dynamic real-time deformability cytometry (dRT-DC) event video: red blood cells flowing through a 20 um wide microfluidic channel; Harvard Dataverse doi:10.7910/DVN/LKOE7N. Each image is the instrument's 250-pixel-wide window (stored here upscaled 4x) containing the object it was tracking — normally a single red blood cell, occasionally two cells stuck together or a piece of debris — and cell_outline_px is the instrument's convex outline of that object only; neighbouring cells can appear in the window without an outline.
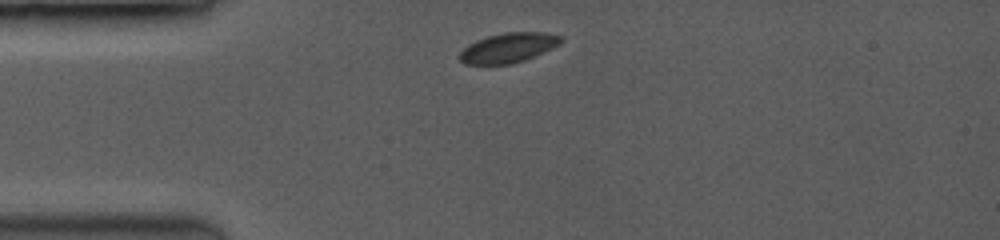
{"species": "common noctule bat (a hibernating species)", "species_latin": "Nyctalus noctula", "temperature_condition": "room temperature", "stored_images_in_passage": 6, "camera_frame_rate_fps": 3500, "um_per_image_px": 0.085, "animal": {"sex": "female", "body_mass_g": 19.0, "forearm_length_mm": 53.3}, "frame": {"image": 1, "passage_image": 1, "time_ms": 0.0, "image_size_px": [1000, 240], "cell_outline_px": [[564, 40], [560, 44], [524, 60], [508, 64], [464, 64], [460, 60], [460, 52], [468, 44], [476, 40], [488, 36], [504, 32], [544, 32], [560, 36]], "centroid_in_image_um": [43.19, 4.05], "position_along_channel_um": 41.8, "area_um2": 17.34}}
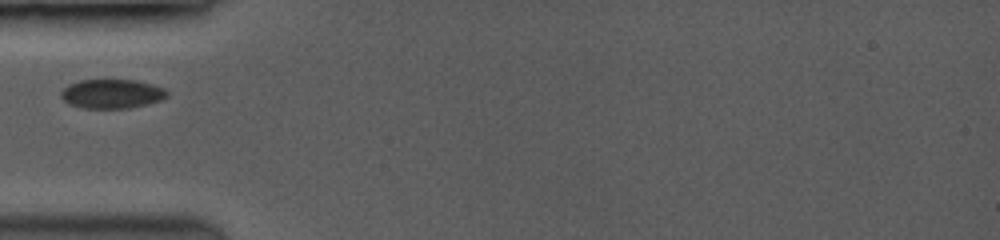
{"frame": {"image": 2, "passage_image": 4, "time_ms": 1.429, "image_size_px": [1000, 240], "cell_outline_px": [[168, 92], [160, 100], [128, 108], [84, 108], [72, 104], [64, 100], [60, 96], [60, 92], [68, 84], [80, 80], [136, 80], [152, 84], [164, 88]], "centroid_in_image_um": [9.47, 7.96], "position_along_channel_um": 75.5, "area_um2": 17.74}}